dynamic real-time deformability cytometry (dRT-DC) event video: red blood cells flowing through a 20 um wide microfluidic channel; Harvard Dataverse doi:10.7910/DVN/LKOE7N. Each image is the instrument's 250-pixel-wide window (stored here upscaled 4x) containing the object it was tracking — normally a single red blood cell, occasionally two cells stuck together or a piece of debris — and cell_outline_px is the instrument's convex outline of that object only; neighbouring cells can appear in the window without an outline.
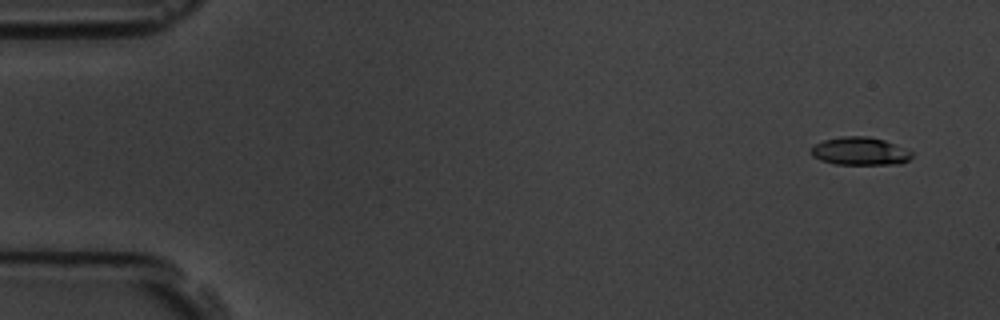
{"species": "common noctule bat (a hibernating species)", "species_latin": "Nyctalus noctula", "temperature_condition": "room temperature", "stored_images_in_passage": 5, "camera_frame_rate_fps": 3000, "um_per_image_px": 0.085, "animal": {"sex": "male", "body_mass_g": 19.5, "forearm_length_mm": 54.6}, "frame": {"image": 1, "passage_image": 2, "time_ms": 1.0, "image_size_px": [1000, 320], "cell_outline_px": [[912, 156], [908, 160], [900, 164], [836, 164], [820, 160], [812, 156], [808, 152], [816, 144], [824, 140], [844, 136], [868, 136], [884, 140], [912, 152]], "centroid_in_image_um": [73.06, 12.85], "position_along_channel_um": 11.9, "area_um2": 16.3}}
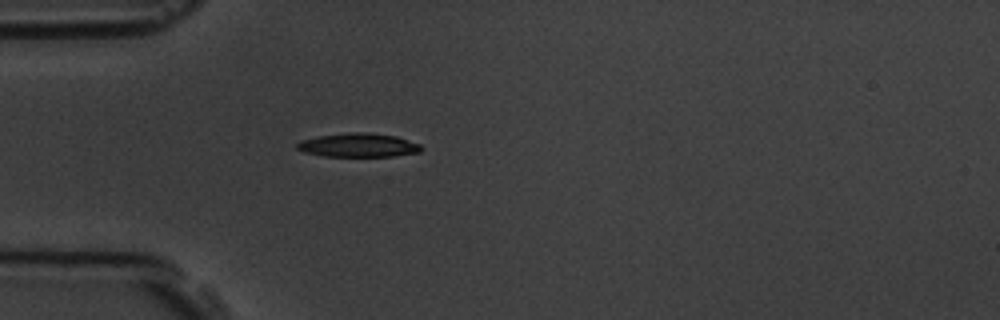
{"frame": {"image": 2, "passage_image": 5, "time_ms": 5.333, "image_size_px": [1000, 320], "cell_outline_px": [[424, 148], [420, 152], [392, 156], [324, 156], [304, 152], [296, 148], [296, 144], [300, 140], [316, 136], [348, 132], [364, 132], [396, 136], [420, 144]], "centroid_in_image_um": [30.44, 12.33], "position_along_channel_um": 54.6, "area_um2": 17.28}}